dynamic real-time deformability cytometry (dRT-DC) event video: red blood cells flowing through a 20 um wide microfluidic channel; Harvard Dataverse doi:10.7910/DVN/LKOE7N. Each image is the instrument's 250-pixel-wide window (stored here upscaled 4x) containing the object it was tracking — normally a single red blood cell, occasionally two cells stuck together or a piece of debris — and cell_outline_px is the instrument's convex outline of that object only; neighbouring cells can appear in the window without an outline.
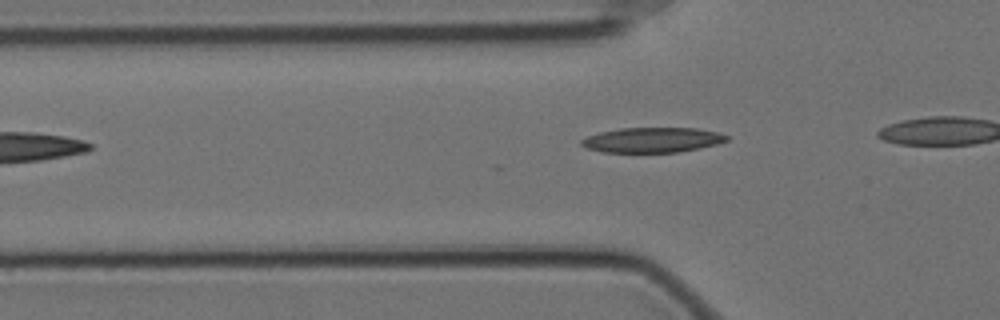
{"species": "Egyptian fruit bat (a non-hibernating species)", "species_latin": "Rousettus aegyptiacus", "temperature_condition": "cold", "stored_images_in_passage": 10, "camera_frame_rate_fps": 3000, "um_per_image_px": 0.085, "animal": {"sex": "female"}, "frame": {"image": 1, "passage_image": 4, "time_ms": 1.0, "image_size_px": [1000, 320], "cell_outline_px": [[728, 140], [716, 144], [700, 148], [676, 152], [604, 152], [588, 148], [580, 144], [580, 140], [588, 136], [600, 132], [620, 128], [696, 128], [716, 132], [728, 136]], "centroid_in_image_um": [55.44, 11.89], "position_along_channel_um": 70.4, "area_um2": 20.98}}
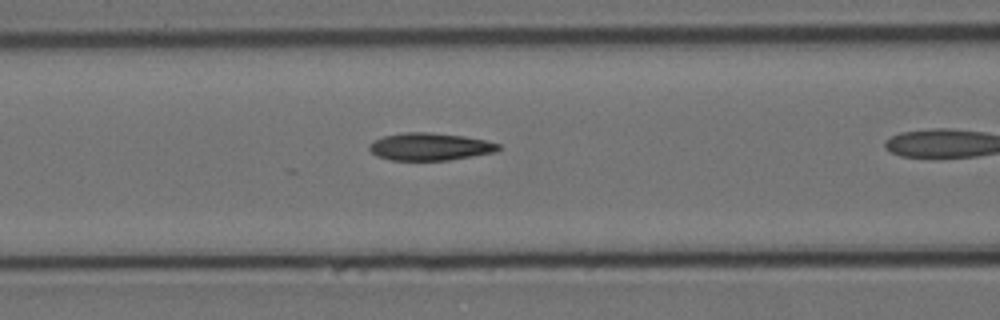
{"frame": {"image": 2, "passage_image": 9, "time_ms": 2.667, "image_size_px": [1000, 320], "cell_outline_px": [[500, 148], [496, 152], [448, 160], [392, 160], [376, 156], [368, 148], [368, 144], [384, 136], [404, 132], [432, 132], [464, 136], [484, 140], [500, 144]], "centroid_in_image_um": [36.54, 12.46], "position_along_channel_um": 130.1, "area_um2": 20.63}}